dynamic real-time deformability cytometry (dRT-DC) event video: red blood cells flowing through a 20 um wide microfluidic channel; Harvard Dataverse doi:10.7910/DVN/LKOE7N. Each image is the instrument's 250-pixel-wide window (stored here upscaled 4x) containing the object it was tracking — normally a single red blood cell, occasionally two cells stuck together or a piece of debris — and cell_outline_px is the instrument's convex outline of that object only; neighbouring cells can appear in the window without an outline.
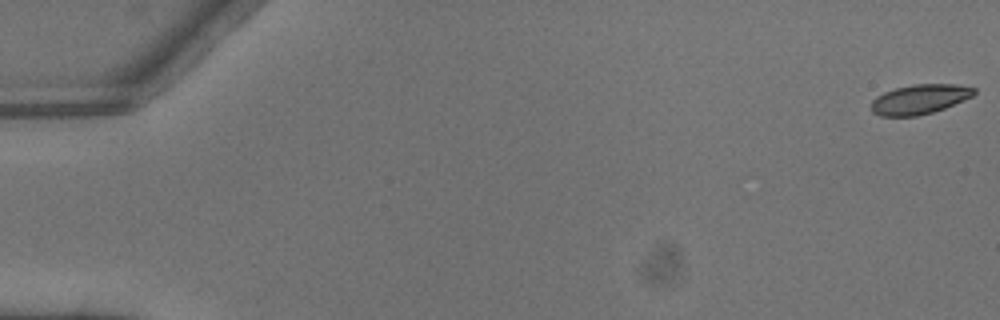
{"species": "common noctule bat (a hibernating species)", "species_latin": "Nyctalus noctula", "temperature_condition": "warm", "stored_images_in_passage": 6, "camera_frame_rate_fps": 3000, "um_per_image_px": 0.085, "animal": {"sex": "male", "body_mass_g": 13.3}, "frame": {"image": 1, "passage_image": 1, "time_ms": 0.0, "image_size_px": [1000, 320], "cell_outline_px": [[976, 92], [972, 96], [964, 100], [944, 108], [932, 112], [916, 116], [880, 116], [872, 112], [872, 100], [876, 96], [884, 92], [896, 88], [912, 84], [956, 84], [976, 88]], "centroid_in_image_um": [78.17, 8.43], "position_along_channel_um": 6.8, "area_um2": 17.74}}
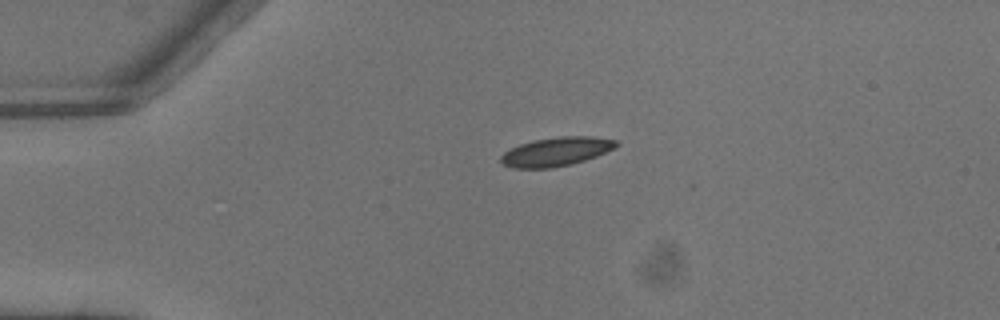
{"frame": {"image": 2, "passage_image": 4, "time_ms": 1.0, "image_size_px": [1000, 320], "cell_outline_px": [[620, 144], [596, 156], [572, 164], [548, 168], [512, 168], [500, 164], [500, 156], [504, 152], [520, 144], [532, 140], [560, 136], [592, 136], [616, 140]], "centroid_in_image_um": [47.23, 12.89], "position_along_channel_um": 37.8, "area_um2": 19.36}}
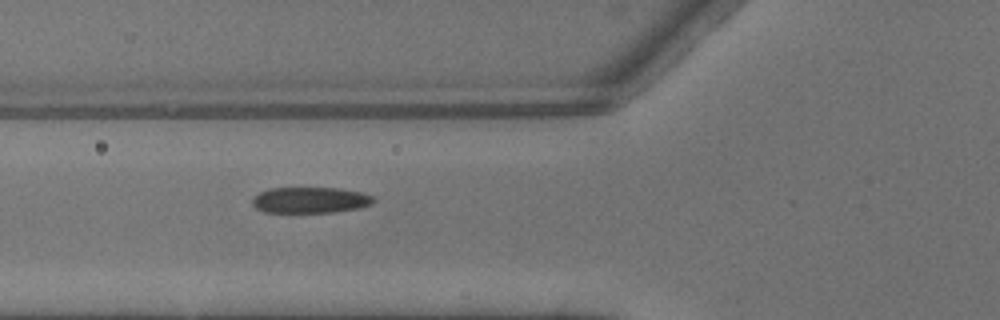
{"frame": {"image": 3, "passage_image": 6, "time_ms": 1.667, "image_size_px": [1000, 320], "cell_outline_px": [[376, 200], [372, 204], [360, 208], [336, 212], [264, 212], [256, 208], [252, 204], [252, 200], [260, 192], [268, 188], [340, 188], [360, 192], [372, 196]], "centroid_in_image_um": [26.39, 17.01], "position_along_channel_um": 99.4, "area_um2": 18.38}}